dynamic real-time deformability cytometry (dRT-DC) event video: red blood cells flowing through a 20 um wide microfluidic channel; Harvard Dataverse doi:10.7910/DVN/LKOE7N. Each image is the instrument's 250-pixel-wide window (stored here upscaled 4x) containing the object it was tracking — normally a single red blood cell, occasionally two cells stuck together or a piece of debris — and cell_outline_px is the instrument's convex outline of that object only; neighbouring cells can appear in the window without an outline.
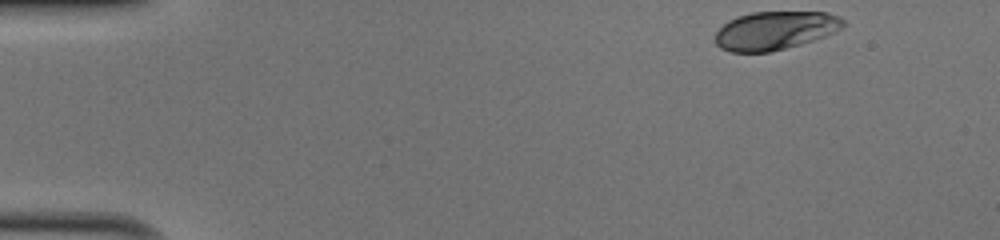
{"species": "human", "species_latin": "Homo sapiens", "temperature_condition": "cold", "stored_images_in_passage": 37, "camera_frame_rate_fps": 3000, "um_per_image_px": 0.085, "donor": {"sex": "male"}, "frame": {"image": 1, "passage_image": 1, "time_ms": 0.0, "image_size_px": [1000, 240], "cell_outline_px": [[844, 24], [840, 28], [824, 36], [800, 44], [768, 52], [732, 52], [720, 48], [716, 44], [716, 32], [728, 20], [752, 12], [828, 12], [840, 16], [844, 20]], "centroid_in_image_um": [65.87, 2.58], "position_along_channel_um": 19.1, "area_um2": 28.32}}
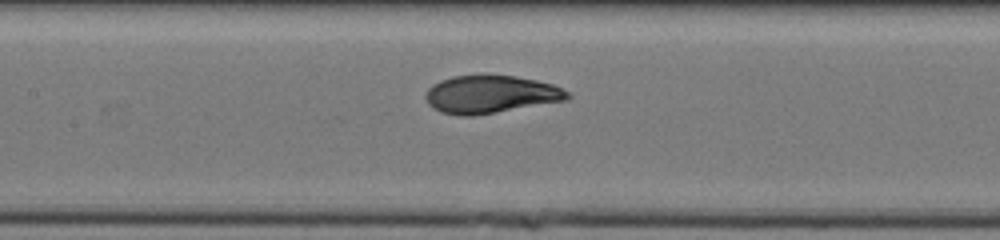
{"frame": {"image": 2, "passage_image": 20, "time_ms": 6.333, "image_size_px": [1000, 240], "cell_outline_px": [[572, 96], [568, 100], [472, 116], [460, 116], [440, 112], [432, 108], [428, 104], [424, 96], [428, 88], [432, 84], [440, 80], [452, 76], [480, 72], [488, 72], [536, 80], [552, 84], [568, 92]], "centroid_in_image_um": [41.65, 7.98], "position_along_channel_um": 165.8, "area_um2": 32.08}}
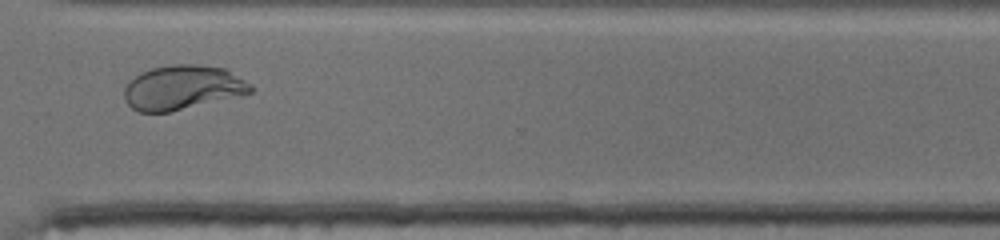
{"frame": {"image": 3, "passage_image": 34, "time_ms": 11.0, "image_size_px": [1000, 240], "cell_outline_px": [[256, 88], [252, 92], [168, 112], [140, 112], [132, 108], [128, 104], [124, 96], [124, 88], [140, 72], [152, 68], [172, 64], [196, 64], [224, 68], [252, 84]], "centroid_in_image_um": [15.52, 7.42], "position_along_channel_um": 355.1, "area_um2": 32.31}, "authors_computed_cell_mechanics": {"area_um2": 30.8652, "velocity_mm_per_s": 4.0511, "shape_relaxation_time_tau1_ms": 3.0148, "shape_relaxation_time_tau2_ms": null, "deformation_change_tau1": 0.1616, "deformation_change_tau2": null}}